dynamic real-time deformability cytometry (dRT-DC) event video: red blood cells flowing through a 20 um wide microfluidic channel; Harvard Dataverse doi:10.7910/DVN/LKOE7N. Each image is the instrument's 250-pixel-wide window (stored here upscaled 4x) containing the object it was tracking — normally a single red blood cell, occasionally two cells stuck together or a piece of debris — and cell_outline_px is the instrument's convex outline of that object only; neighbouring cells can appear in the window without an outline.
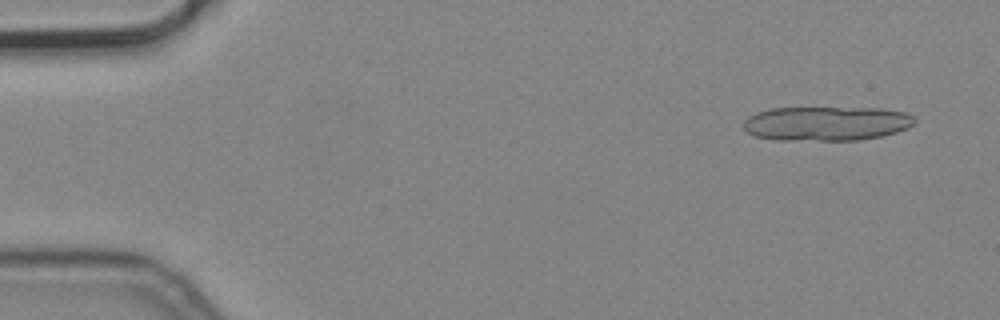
{"species": "common noctule bat (a hibernating species)", "species_latin": "Nyctalus noctula", "temperature_condition": "cold", "stored_images_in_passage": 3, "camera_frame_rate_fps": 3000, "um_per_image_px": 0.085, "animal": {"sex": "male", "body_mass_g": 19.2, "forearm_length_mm": 51.8}, "frame": {"image": 1, "passage_image": 1, "time_ms": 0.0, "image_size_px": [1000, 320], "cell_outline_px": [[916, 120], [908, 128], [896, 132], [880, 136], [860, 140], [776, 140], [756, 136], [748, 132], [744, 128], [744, 120], [748, 116], [756, 112], [772, 108], [880, 108], [904, 112], [912, 116]], "centroid_in_image_um": [70.23, 10.5], "position_along_channel_um": 14.8, "area_um2": 34.22}}